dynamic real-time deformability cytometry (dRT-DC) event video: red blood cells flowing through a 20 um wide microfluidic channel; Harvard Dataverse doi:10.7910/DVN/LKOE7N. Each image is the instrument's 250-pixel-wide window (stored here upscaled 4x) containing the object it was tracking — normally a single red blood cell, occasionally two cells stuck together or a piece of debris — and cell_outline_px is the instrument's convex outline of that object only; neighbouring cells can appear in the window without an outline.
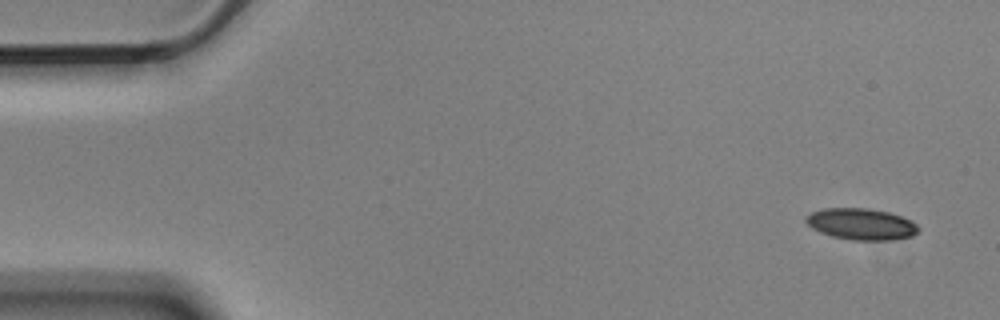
{"species": "Egyptian fruit bat (a non-hibernating species)", "species_latin": "Rousettus aegyptiacus", "temperature_condition": "cold", "stored_images_in_passage": 7, "camera_frame_rate_fps": 3000, "um_per_image_px": 0.085, "animal": {"sex": "male"}, "frame": {"image": 1, "passage_image": 1, "time_ms": 0.0, "image_size_px": [1000, 320], "cell_outline_px": [[920, 232], [912, 236], [888, 240], [852, 240], [832, 236], [820, 232], [812, 228], [804, 220], [812, 212], [824, 208], [868, 208], [888, 212], [912, 220], [920, 228]], "centroid_in_image_um": [73.23, 19.05], "position_along_channel_um": 11.8, "area_um2": 20.58}}
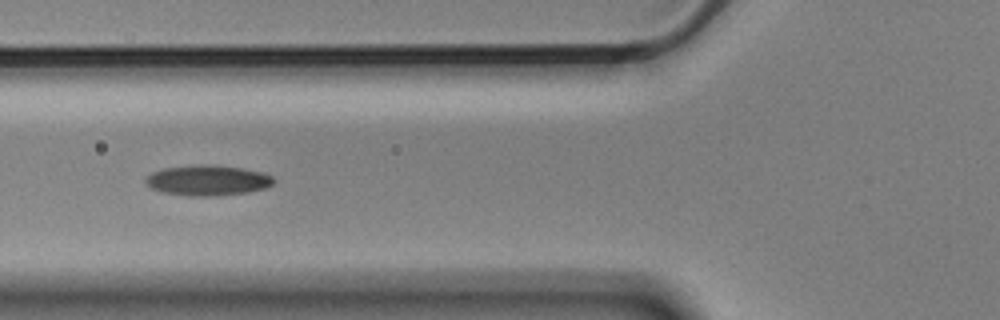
{"frame": {"image": 2, "passage_image": 6, "time_ms": 1.667, "image_size_px": [1000, 320], "cell_outline_px": [[276, 180], [272, 184], [264, 188], [248, 192], [216, 196], [188, 196], [160, 192], [152, 188], [144, 180], [152, 172], [164, 168], [196, 164], [212, 164], [240, 168], [264, 172], [272, 176]], "centroid_in_image_um": [17.66, 15.32], "position_along_channel_um": 108.1, "area_um2": 22.83}}
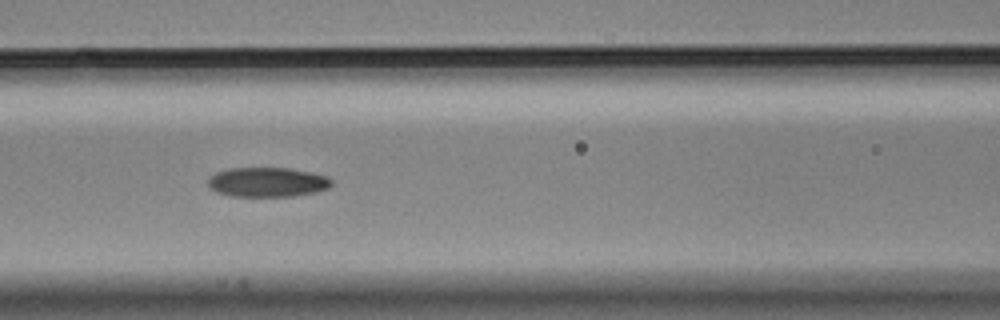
{"frame": {"image": 3, "passage_image": 7, "time_ms": 2.0, "image_size_px": [1000, 320], "cell_outline_px": [[332, 184], [328, 188], [316, 192], [292, 196], [232, 196], [216, 192], [208, 184], [208, 180], [216, 172], [228, 168], [288, 168], [328, 176], [332, 180]], "centroid_in_image_um": [22.74, 15.48], "position_along_channel_um": 143.9, "area_um2": 21.15}}